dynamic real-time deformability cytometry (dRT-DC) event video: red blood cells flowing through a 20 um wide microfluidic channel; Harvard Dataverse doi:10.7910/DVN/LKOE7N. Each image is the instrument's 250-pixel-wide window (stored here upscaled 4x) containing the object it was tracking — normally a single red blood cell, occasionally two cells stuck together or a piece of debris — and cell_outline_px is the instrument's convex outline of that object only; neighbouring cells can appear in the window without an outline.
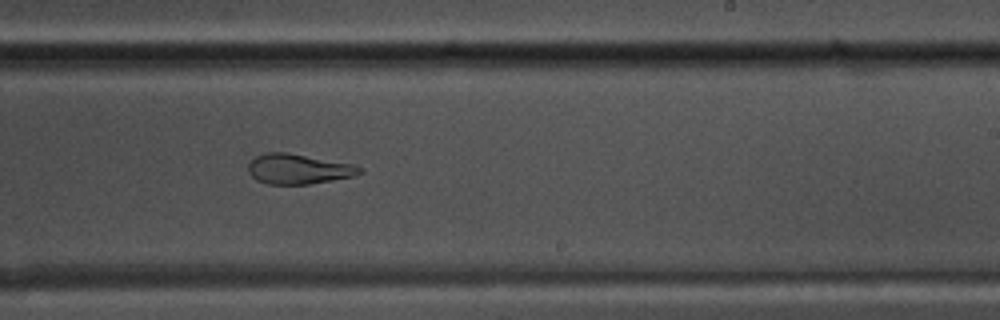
{"species": "common noctule bat (a hibernating species)", "species_latin": "Nyctalus noctula", "temperature_condition": "warm", "stored_images_in_passage": 54, "camera_frame_rate_fps": 3000, "um_per_image_px": 0.085, "animal": {"sex": "male", "body_mass_g": 17.5, "forearm_length_mm": 52.3}, "frame": {"image": 1, "passage_image": 33, "time_ms": 10.667, "image_size_px": [1000, 320], "cell_outline_px": [[364, 172], [352, 176], [332, 180], [308, 184], [268, 184], [256, 180], [248, 172], [248, 164], [256, 156], [268, 152], [284, 152], [352, 164], [364, 168]], "centroid_in_image_um": [25.35, 14.37], "position_along_channel_um": 263.6, "area_um2": 19.31}}
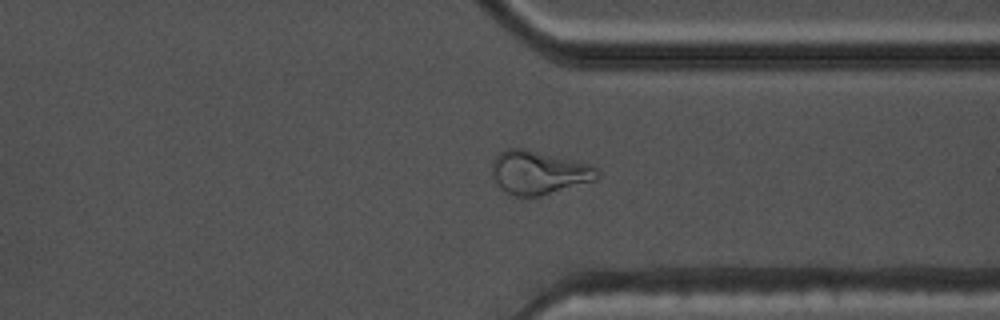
{"frame": {"image": 2, "passage_image": 41, "time_ms": 13.333, "image_size_px": [1000, 320], "cell_outline_px": [[600, 176], [596, 180], [540, 196], [516, 196], [500, 188], [492, 176], [492, 164], [496, 156], [500, 152], [508, 148], [524, 148], [592, 164], [600, 172]], "centroid_in_image_um": [45.81, 14.65], "position_along_channel_um": 365.6, "area_um2": 26.7}}
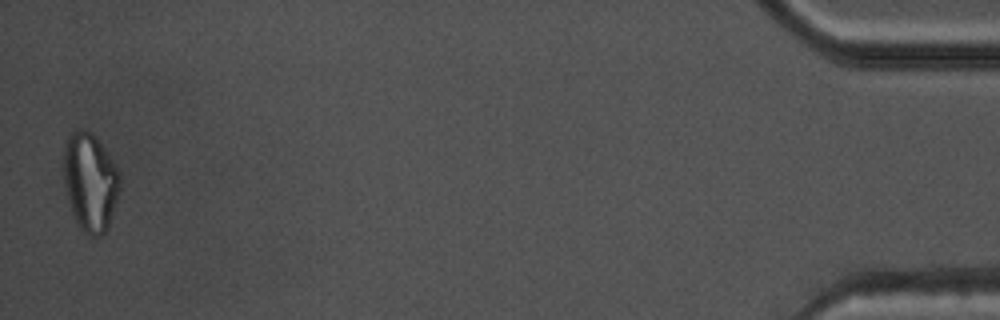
{"frame": {"image": 3, "passage_image": 53, "time_ms": 17.333, "image_size_px": [1000, 320], "cell_outline_px": [[120, 188], [108, 228], [100, 236], [88, 236], [80, 228], [72, 212], [64, 180], [64, 140], [72, 128], [84, 128], [92, 132], [96, 136], [108, 152], [116, 164], [120, 172]], "centroid_in_image_um": [7.67, 15.39], "position_along_channel_um": 427.5, "area_um2": 32.66}, "authors_computed_cell_mechanics": {"area_um2": 22.831, "velocity_mm_per_s": 3.8234, "shape_relaxation_time_tau1_ms": null, "shape_relaxation_time_tau2_ms": 2.9755, "deformation_change_tau1": null, "deformation_change_tau2": 0.1111}}